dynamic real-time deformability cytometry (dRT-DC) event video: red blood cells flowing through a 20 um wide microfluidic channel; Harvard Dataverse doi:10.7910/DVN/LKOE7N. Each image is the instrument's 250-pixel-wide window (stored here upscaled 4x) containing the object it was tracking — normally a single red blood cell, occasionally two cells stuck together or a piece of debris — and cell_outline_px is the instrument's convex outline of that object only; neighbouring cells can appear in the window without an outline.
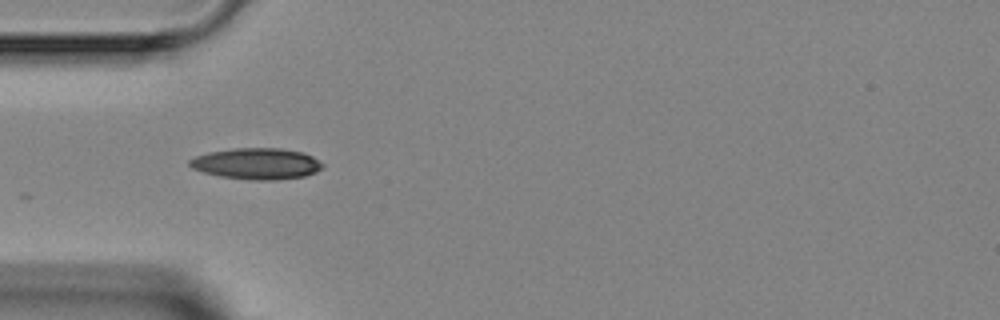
{"species": "Egyptian fruit bat (a non-hibernating species)", "species_latin": "Rousettus aegyptiacus", "temperature_condition": "room temperature", "stored_images_in_passage": 5, "camera_frame_rate_fps": 3000, "um_per_image_px": 0.085, "animal": {"sex": "female"}, "frame": {"image": 1, "passage_image": 5, "time_ms": 4.667, "image_size_px": [1000, 320], "cell_outline_px": [[324, 168], [316, 172], [304, 176], [276, 180], [252, 180], [220, 176], [204, 172], [192, 168], [188, 164], [188, 160], [196, 156], [208, 152], [232, 148], [280, 148], [304, 152], [312, 156], [324, 164]], "centroid_in_image_um": [21.83, 13.91], "position_along_channel_um": 63.2, "area_um2": 24.33}}